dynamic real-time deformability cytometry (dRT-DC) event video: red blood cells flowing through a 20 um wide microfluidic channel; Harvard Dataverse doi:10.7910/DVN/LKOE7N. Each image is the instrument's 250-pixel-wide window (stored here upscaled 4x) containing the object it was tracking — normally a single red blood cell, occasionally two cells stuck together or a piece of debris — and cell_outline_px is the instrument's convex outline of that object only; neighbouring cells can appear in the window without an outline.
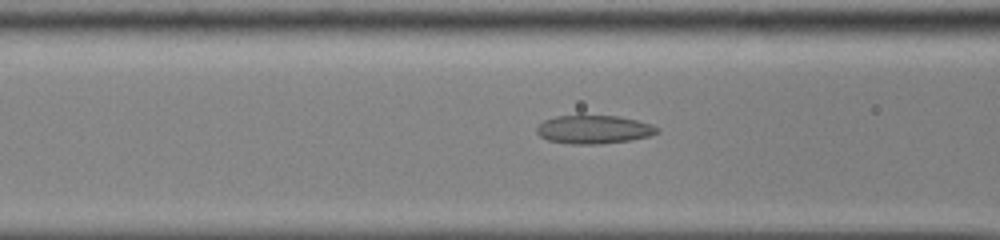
{"species": "common noctule bat (a hibernating species)", "species_latin": "Nyctalus noctula", "temperature_condition": "cold", "stored_images_in_passage": 47, "camera_frame_rate_fps": 3000, "um_per_image_px": 0.085, "animal": {"sex": "male", "body_mass_g": 13.0, "forearm_length_mm": 53.1}, "frame": {"image": 1, "passage_image": 17, "time_ms": 5.333, "image_size_px": [1000, 240], "cell_outline_px": [[660, 132], [648, 136], [632, 140], [600, 144], [568, 144], [548, 140], [540, 136], [536, 132], [536, 128], [544, 120], [556, 116], [620, 116], [652, 124], [660, 128]], "centroid_in_image_um": [50.5, 11.01], "position_along_channel_um": 116.1, "area_um2": 20.0}}
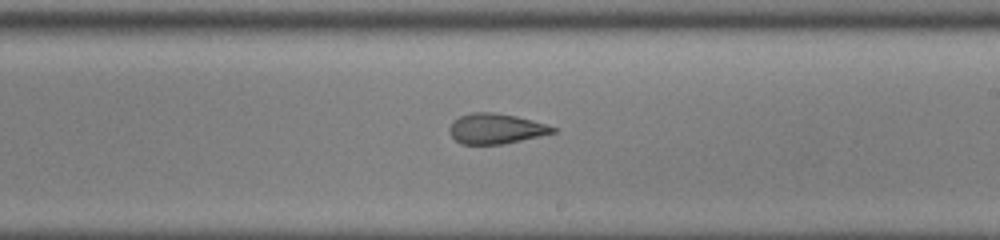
{"frame": {"image": 2, "passage_image": 27, "time_ms": 8.667, "image_size_px": [1000, 240], "cell_outline_px": [[556, 132], [540, 136], [504, 144], [460, 144], [448, 132], [448, 128], [452, 120], [460, 116], [472, 112], [492, 112], [516, 116], [532, 120], [556, 128]], "centroid_in_image_um": [42.1, 10.94], "position_along_channel_um": 246.9, "area_um2": 18.26}}
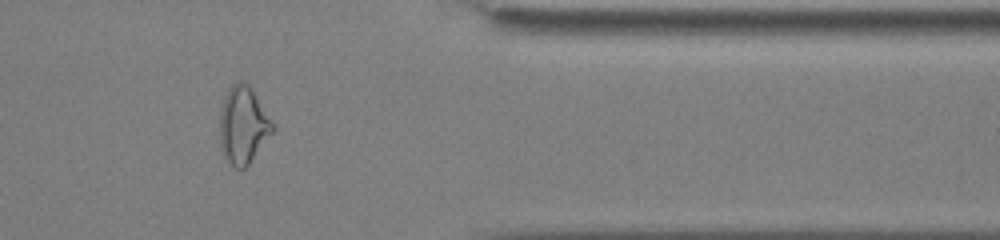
{"frame": {"image": 3, "passage_image": 39, "time_ms": 12.667, "image_size_px": [1000, 240], "cell_outline_px": [[276, 128], [248, 164], [244, 168], [236, 168], [224, 156], [220, 144], [220, 112], [228, 88], [236, 80], [244, 80], [252, 88]], "centroid_in_image_um": [20.67, 10.59], "position_along_channel_um": 390.7, "area_um2": 23.58}, "authors_computed_cell_mechanics": {"area_um2": 21.2704, "velocity_mm_per_s": 3.9179, "shape_relaxation_time_tau1_ms": null, "shape_relaxation_time_tau2_ms": 1.9866, "deformation_change_tau1": null, "deformation_change_tau2": 0.0887}}